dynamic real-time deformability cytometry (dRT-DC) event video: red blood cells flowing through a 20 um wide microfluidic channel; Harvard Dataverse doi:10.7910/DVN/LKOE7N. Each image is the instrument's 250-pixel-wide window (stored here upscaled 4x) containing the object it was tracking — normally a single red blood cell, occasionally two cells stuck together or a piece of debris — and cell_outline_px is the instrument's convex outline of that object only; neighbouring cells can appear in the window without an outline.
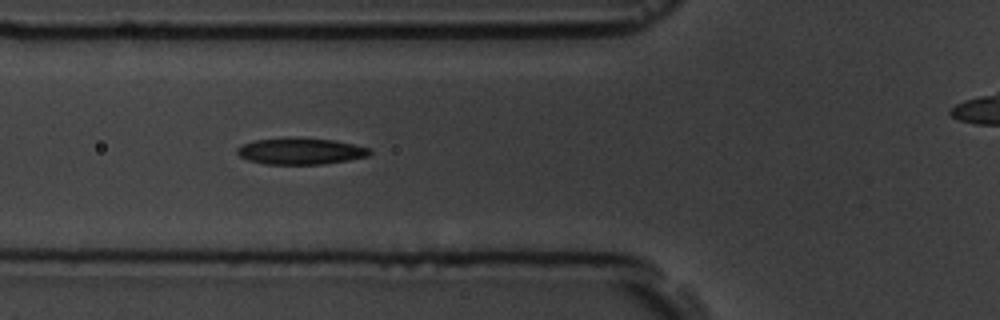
{"species": "common noctule bat (a hibernating species)", "species_latin": "Nyctalus noctula", "temperature_condition": "room temperature", "stored_images_in_passage": 4, "camera_frame_rate_fps": 3000, "um_per_image_px": 0.085, "animal": {"sex": "male", "body_mass_g": 19.5, "forearm_length_mm": 54.6}, "frame": {"image": 1, "passage_image": 4, "time_ms": 3.333, "image_size_px": [1000, 320], "cell_outline_px": [[372, 152], [368, 156], [348, 160], [320, 164], [264, 164], [248, 160], [240, 156], [236, 152], [236, 148], [252, 140], [288, 136], [332, 140], [352, 144], [368, 148]], "centroid_in_image_um": [25.48, 12.83], "position_along_channel_um": 100.3, "area_um2": 20.58}}